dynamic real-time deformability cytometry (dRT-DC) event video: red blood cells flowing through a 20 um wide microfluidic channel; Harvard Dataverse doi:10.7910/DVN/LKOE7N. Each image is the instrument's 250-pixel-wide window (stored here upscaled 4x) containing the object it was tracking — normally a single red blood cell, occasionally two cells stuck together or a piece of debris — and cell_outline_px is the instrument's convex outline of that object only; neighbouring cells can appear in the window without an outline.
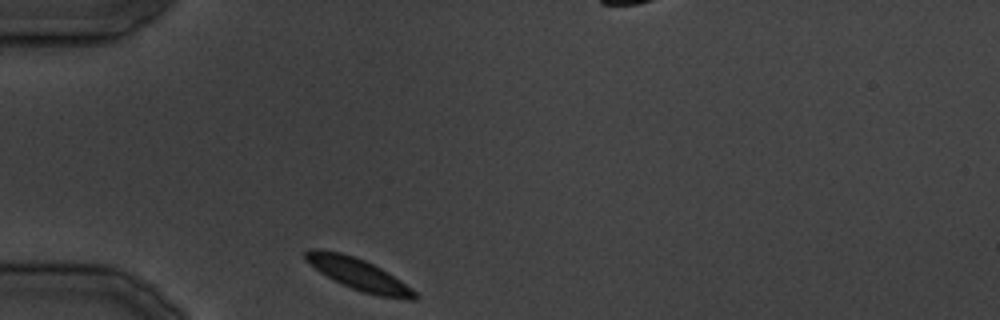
{"species": "common noctule bat (a hibernating species)", "species_latin": "Nyctalus noctula", "temperature_condition": "cold", "stored_images_in_passage": 3, "camera_frame_rate_fps": 3000, "um_per_image_px": 0.085, "animal": {"sex": "male", "body_mass_g": 19.5, "forearm_length_mm": 54.6}, "frame": {"image": 1, "passage_image": 1, "time_ms": 0.0, "image_size_px": [1000, 320], "cell_outline_px": [[420, 296], [416, 300], [408, 300], [380, 296], [364, 292], [352, 288], [320, 272], [304, 260], [304, 252], [308, 248], [320, 248], [340, 252], [364, 260], [388, 272], [412, 288]], "centroid_in_image_um": [30.48, 23.3], "position_along_channel_um": 54.5, "area_um2": 20.06}}